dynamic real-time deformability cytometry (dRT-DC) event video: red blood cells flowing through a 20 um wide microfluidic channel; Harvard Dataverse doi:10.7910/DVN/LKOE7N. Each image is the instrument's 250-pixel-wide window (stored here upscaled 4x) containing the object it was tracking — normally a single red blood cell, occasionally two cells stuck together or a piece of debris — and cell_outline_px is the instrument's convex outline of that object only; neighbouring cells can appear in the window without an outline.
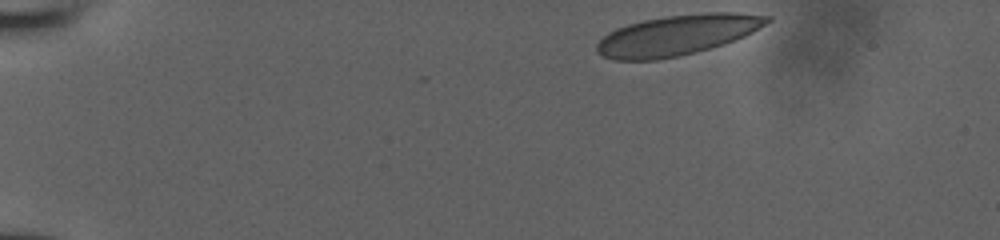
{"species": "human", "species_latin": "Homo sapiens", "temperature_condition": "room temperature", "stored_images_in_passage": 32, "camera_frame_rate_fps": 3000, "um_per_image_px": 0.085, "donor": {"sex": "male"}, "frame": {"image": 1, "passage_image": 1, "time_ms": 0.0, "image_size_px": [1000, 240], "cell_outline_px": [[772, 20], [752, 32], [736, 40], [724, 44], [676, 56], [656, 60], [616, 60], [604, 56], [596, 52], [596, 44], [608, 32], [616, 28], [628, 24], [644, 20], [668, 16], [708, 12], [736, 12], [772, 16]], "centroid_in_image_um": [57.57, 2.97], "position_along_channel_um": 27.4, "area_um2": 39.71}}
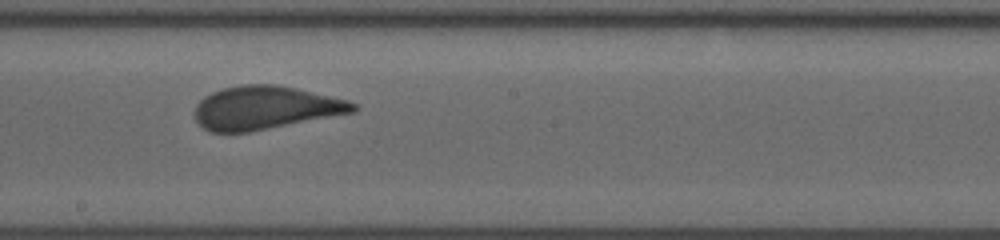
{"frame": {"image": 2, "passage_image": 19, "time_ms": 6.0, "image_size_px": [1000, 240], "cell_outline_px": [[360, 108], [356, 112], [248, 132], [212, 132], [204, 128], [196, 120], [196, 104], [204, 96], [212, 92], [224, 88], [240, 84], [276, 84], [348, 100], [356, 104]], "centroid_in_image_um": [22.57, 9.15], "position_along_channel_um": 225.6, "area_um2": 39.77}}
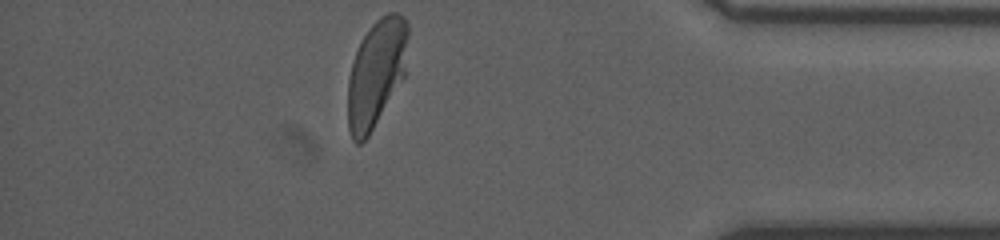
{"frame": {"image": 3, "passage_image": 32, "time_ms": 10.333, "image_size_px": [1000, 240], "cell_outline_px": [[408, 36], [404, 76], [368, 136], [360, 144], [356, 144], [352, 140], [348, 128], [348, 80], [352, 64], [356, 52], [368, 28], [380, 16], [388, 12], [396, 12], [404, 16], [408, 24]], "centroid_in_image_um": [31.97, 6.2], "position_along_channel_um": 403.2, "area_um2": 37.4}}